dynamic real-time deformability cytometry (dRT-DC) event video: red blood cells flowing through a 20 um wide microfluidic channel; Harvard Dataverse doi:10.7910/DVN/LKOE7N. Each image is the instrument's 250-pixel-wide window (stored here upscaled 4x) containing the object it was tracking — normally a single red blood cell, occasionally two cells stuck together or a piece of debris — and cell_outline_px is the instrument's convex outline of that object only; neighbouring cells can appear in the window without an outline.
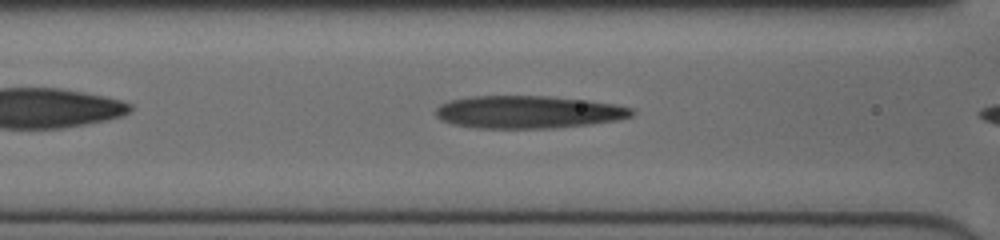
{"species": "human", "species_latin": "Homo sapiens", "temperature_condition": "cold", "stored_images_in_passage": 28, "camera_frame_rate_fps": 3000, "um_per_image_px": 0.085, "donor": {"sex": "female"}, "frame": {"image": 1, "passage_image": 5, "time_ms": 1.333, "image_size_px": [1000, 240], "cell_outline_px": [[636, 112], [632, 116], [616, 120], [592, 124], [552, 128], [476, 128], [452, 124], [440, 120], [436, 116], [436, 108], [440, 104], [452, 100], [472, 96], [548, 96], [588, 100], [616, 104], [632, 108]], "centroid_in_image_um": [44.91, 9.52], "position_along_channel_um": 121.7, "area_um2": 37.45}}
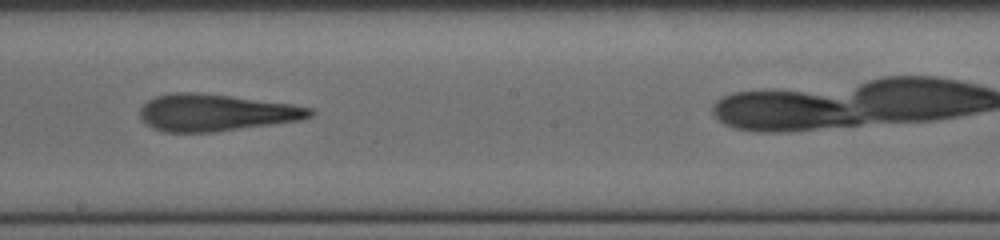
{"frame": {"image": 2, "passage_image": 13, "time_ms": 4.0, "image_size_px": [1000, 240], "cell_outline_px": [[316, 112], [312, 116], [300, 120], [216, 132], [164, 132], [152, 128], [140, 116], [140, 108], [148, 100], [156, 96], [172, 92], [196, 92], [232, 96], [292, 104], [312, 108]], "centroid_in_image_um": [18.36, 9.57], "position_along_channel_um": 229.8, "area_um2": 36.65}}
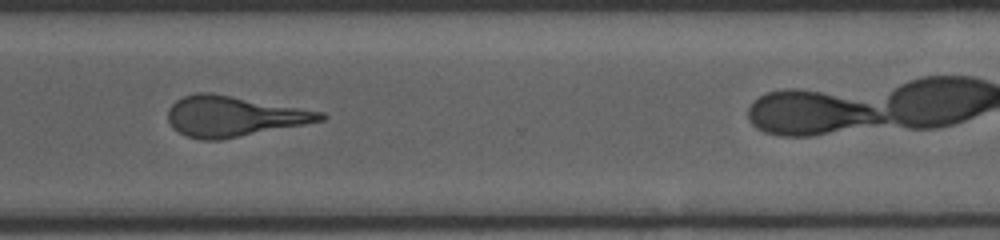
{"frame": {"image": 3, "passage_image": 22, "time_ms": 7.0, "image_size_px": [1000, 240], "cell_outline_px": [[328, 116], [324, 120], [304, 124], [220, 140], [200, 140], [188, 136], [172, 128], [168, 120], [168, 108], [176, 100], [184, 96], [196, 92], [212, 92], [324, 112]], "centroid_in_image_um": [19.84, 9.87], "position_along_channel_um": 350.8, "area_um2": 35.89}}